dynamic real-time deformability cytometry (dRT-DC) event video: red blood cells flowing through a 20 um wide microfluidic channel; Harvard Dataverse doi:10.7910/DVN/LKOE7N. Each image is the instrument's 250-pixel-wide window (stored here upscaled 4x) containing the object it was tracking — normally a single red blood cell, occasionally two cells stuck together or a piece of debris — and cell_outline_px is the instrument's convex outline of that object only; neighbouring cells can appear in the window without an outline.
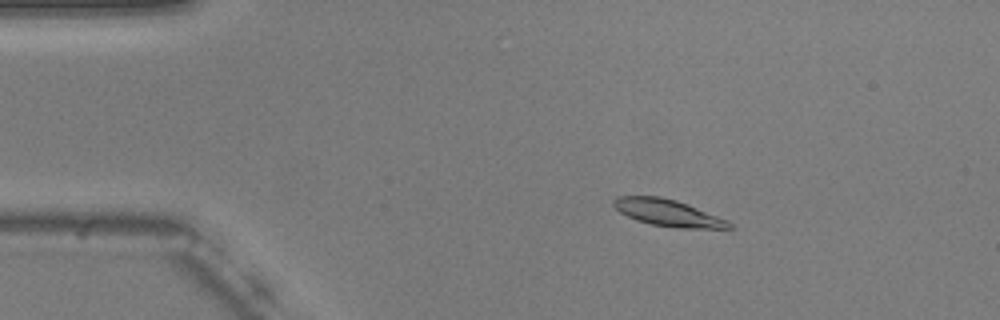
{"species": "common noctule bat (a hibernating species)", "species_latin": "Nyctalus noctula", "temperature_condition": "warm", "stored_images_in_passage": 48, "camera_frame_rate_fps": 3000, "um_per_image_px": 0.085, "animal": {"sex": "male", "body_mass_g": 20.5, "forearm_length_mm": 52.5}, "frame": {"image": 1, "passage_image": 10, "time_ms": 3.0, "image_size_px": [1000, 320], "cell_outline_px": [[736, 228], [676, 228], [652, 224], [636, 220], [620, 212], [612, 204], [612, 200], [616, 196], [660, 196], [676, 200], [688, 204], [728, 220]], "centroid_in_image_um": [56.78, 18.08], "position_along_channel_um": 28.2, "area_um2": 18.03}}
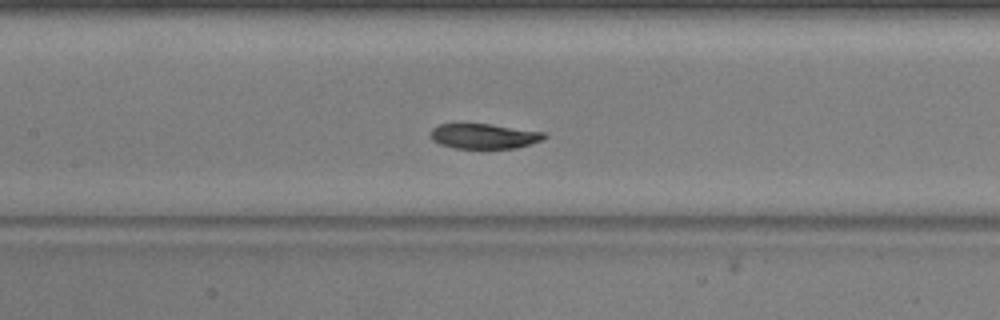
{"frame": {"image": 2, "passage_image": 26, "time_ms": 8.333, "image_size_px": [1000, 320], "cell_outline_px": [[548, 136], [544, 140], [516, 148], [456, 148], [440, 144], [432, 140], [428, 136], [428, 132], [432, 128], [440, 124], [460, 120], [492, 124], [544, 132]], "centroid_in_image_um": [41.06, 11.52], "position_along_channel_um": 166.3, "area_um2": 17.51}}
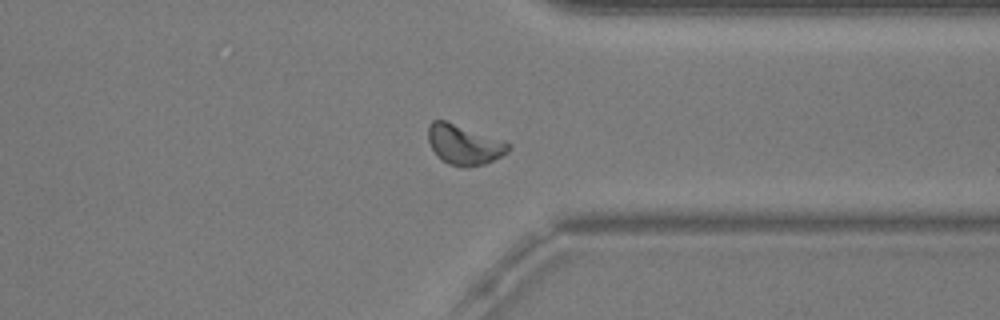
{"frame": {"image": 3, "passage_image": 43, "time_ms": 14.0, "image_size_px": [1000, 320], "cell_outline_px": [[512, 148], [508, 152], [484, 164], [464, 168], [460, 168], [448, 164], [432, 148], [428, 140], [428, 124], [432, 120], [444, 120], [504, 140], [512, 144]], "centroid_in_image_um": [39.48, 12.29], "position_along_channel_um": 371.9, "area_um2": 18.67}, "authors_computed_cell_mechanics": {"area_um2": 18.2648, "velocity_mm_per_s": 3.6703, "shape_relaxation_time_tau1_ms": 2.6232, "shape_relaxation_time_tau2_ms": 4.2507, "deformation_change_tau1": 0.1201, "deformation_change_tau2": 0.0713}}